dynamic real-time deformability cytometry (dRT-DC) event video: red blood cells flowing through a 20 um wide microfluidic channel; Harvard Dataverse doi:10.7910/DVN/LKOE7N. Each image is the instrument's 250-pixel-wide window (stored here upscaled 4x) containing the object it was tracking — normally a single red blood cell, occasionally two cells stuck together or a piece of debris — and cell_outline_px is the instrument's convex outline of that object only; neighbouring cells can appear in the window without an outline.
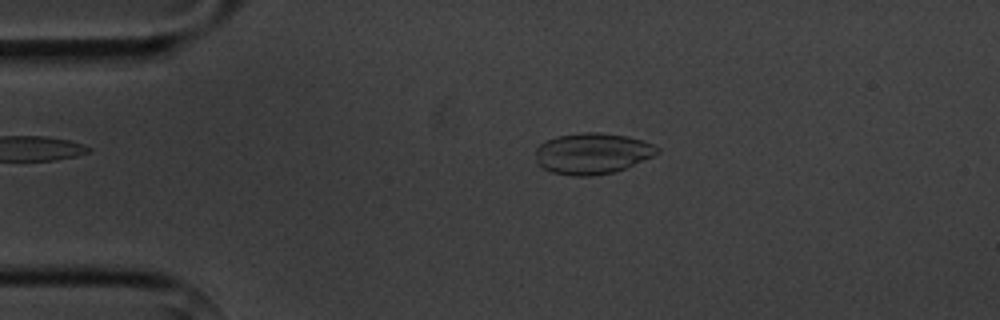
{"species": "common noctule bat (a hibernating species)", "species_latin": "Nyctalus noctula", "temperature_condition": "cold", "stored_images_in_passage": 3, "camera_frame_rate_fps": 3000, "um_per_image_px": 0.085, "animal": {"sex": "male", "body_mass_g": 20.1, "forearm_length_mm": 53.5}, "frame": {"image": 1, "passage_image": 2, "time_ms": 1.333, "image_size_px": [1000, 320], "cell_outline_px": [[660, 152], [652, 156], [624, 168], [612, 172], [592, 176], [572, 176], [552, 172], [536, 164], [536, 148], [540, 144], [556, 136], [580, 132], [600, 132], [628, 136], [644, 140], [660, 148]], "centroid_in_image_um": [50.33, 13.03], "position_along_channel_um": 34.7, "area_um2": 29.13}}